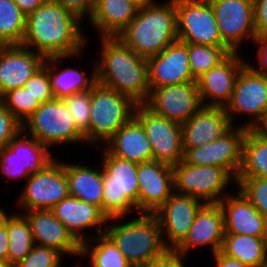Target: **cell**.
<instances>
[{
	"instance_id": "6da1fadb",
	"label": "cell",
	"mask_w": 267,
	"mask_h": 267,
	"mask_svg": "<svg viewBox=\"0 0 267 267\" xmlns=\"http://www.w3.org/2000/svg\"><path fill=\"white\" fill-rule=\"evenodd\" d=\"M81 22L56 1L46 0L26 16L21 45L45 58L83 52L89 38L82 33Z\"/></svg>"
},
{
	"instance_id": "7a4b0ae2",
	"label": "cell",
	"mask_w": 267,
	"mask_h": 267,
	"mask_svg": "<svg viewBox=\"0 0 267 267\" xmlns=\"http://www.w3.org/2000/svg\"><path fill=\"white\" fill-rule=\"evenodd\" d=\"M100 40V59L95 61L97 82L144 104L150 94L147 58L128 48L118 37Z\"/></svg>"
},
{
	"instance_id": "3957f363",
	"label": "cell",
	"mask_w": 267,
	"mask_h": 267,
	"mask_svg": "<svg viewBox=\"0 0 267 267\" xmlns=\"http://www.w3.org/2000/svg\"><path fill=\"white\" fill-rule=\"evenodd\" d=\"M153 1L139 7L136 16L118 37L138 55L148 58L159 54L178 40L174 0L162 4Z\"/></svg>"
},
{
	"instance_id": "277c9868",
	"label": "cell",
	"mask_w": 267,
	"mask_h": 267,
	"mask_svg": "<svg viewBox=\"0 0 267 267\" xmlns=\"http://www.w3.org/2000/svg\"><path fill=\"white\" fill-rule=\"evenodd\" d=\"M139 215L126 223H120L123 217L110 218L104 232L133 267H141L167 249L155 214Z\"/></svg>"
},
{
	"instance_id": "5b68a950",
	"label": "cell",
	"mask_w": 267,
	"mask_h": 267,
	"mask_svg": "<svg viewBox=\"0 0 267 267\" xmlns=\"http://www.w3.org/2000/svg\"><path fill=\"white\" fill-rule=\"evenodd\" d=\"M101 150H103L101 158L103 161L100 166L103 177V214L110 219L125 218L129 212H138V163L118 158L110 154L104 146Z\"/></svg>"
},
{
	"instance_id": "8992f818",
	"label": "cell",
	"mask_w": 267,
	"mask_h": 267,
	"mask_svg": "<svg viewBox=\"0 0 267 267\" xmlns=\"http://www.w3.org/2000/svg\"><path fill=\"white\" fill-rule=\"evenodd\" d=\"M136 105L130 97L97 82L91 89L90 144L98 147L108 141L134 116Z\"/></svg>"
},
{
	"instance_id": "52a82bcc",
	"label": "cell",
	"mask_w": 267,
	"mask_h": 267,
	"mask_svg": "<svg viewBox=\"0 0 267 267\" xmlns=\"http://www.w3.org/2000/svg\"><path fill=\"white\" fill-rule=\"evenodd\" d=\"M22 130L49 149L56 144L86 143L84 134L76 127L62 99L54 98L41 103L37 110L24 121Z\"/></svg>"
},
{
	"instance_id": "ba28073f",
	"label": "cell",
	"mask_w": 267,
	"mask_h": 267,
	"mask_svg": "<svg viewBox=\"0 0 267 267\" xmlns=\"http://www.w3.org/2000/svg\"><path fill=\"white\" fill-rule=\"evenodd\" d=\"M172 170L174 191L204 203H219L229 194L223 192L227 191L230 182L236 183L224 168L217 166L189 165L181 160L172 166Z\"/></svg>"
},
{
	"instance_id": "9c48e42d",
	"label": "cell",
	"mask_w": 267,
	"mask_h": 267,
	"mask_svg": "<svg viewBox=\"0 0 267 267\" xmlns=\"http://www.w3.org/2000/svg\"><path fill=\"white\" fill-rule=\"evenodd\" d=\"M224 108L232 125L236 115L238 117L245 114L251 119L241 126L255 129L267 111V77L256 73L246 64L240 70L231 99Z\"/></svg>"
},
{
	"instance_id": "30bf717a",
	"label": "cell",
	"mask_w": 267,
	"mask_h": 267,
	"mask_svg": "<svg viewBox=\"0 0 267 267\" xmlns=\"http://www.w3.org/2000/svg\"><path fill=\"white\" fill-rule=\"evenodd\" d=\"M178 40L184 43L227 46L219 33L208 0H174Z\"/></svg>"
},
{
	"instance_id": "8fae6325",
	"label": "cell",
	"mask_w": 267,
	"mask_h": 267,
	"mask_svg": "<svg viewBox=\"0 0 267 267\" xmlns=\"http://www.w3.org/2000/svg\"><path fill=\"white\" fill-rule=\"evenodd\" d=\"M56 159L54 158L43 169H38L26 179V185L17 199V205L22 206L24 211L50 210L69 196L63 161Z\"/></svg>"
},
{
	"instance_id": "7c38bea8",
	"label": "cell",
	"mask_w": 267,
	"mask_h": 267,
	"mask_svg": "<svg viewBox=\"0 0 267 267\" xmlns=\"http://www.w3.org/2000/svg\"><path fill=\"white\" fill-rule=\"evenodd\" d=\"M236 127V128H235ZM234 125L220 138L196 148H183V161L189 165L224 168L235 180L242 161V146L247 129Z\"/></svg>"
},
{
	"instance_id": "4fadbf2b",
	"label": "cell",
	"mask_w": 267,
	"mask_h": 267,
	"mask_svg": "<svg viewBox=\"0 0 267 267\" xmlns=\"http://www.w3.org/2000/svg\"><path fill=\"white\" fill-rule=\"evenodd\" d=\"M134 117L142 124L150 141L153 160L178 164L183 160L181 124L156 115L144 104H137Z\"/></svg>"
},
{
	"instance_id": "5bb4252c",
	"label": "cell",
	"mask_w": 267,
	"mask_h": 267,
	"mask_svg": "<svg viewBox=\"0 0 267 267\" xmlns=\"http://www.w3.org/2000/svg\"><path fill=\"white\" fill-rule=\"evenodd\" d=\"M144 105L156 115L180 124L203 106L196 81L150 89Z\"/></svg>"
},
{
	"instance_id": "9a60e30c",
	"label": "cell",
	"mask_w": 267,
	"mask_h": 267,
	"mask_svg": "<svg viewBox=\"0 0 267 267\" xmlns=\"http://www.w3.org/2000/svg\"><path fill=\"white\" fill-rule=\"evenodd\" d=\"M211 4L222 41L239 52L245 38L255 40L253 0H208ZM238 49V50H237Z\"/></svg>"
},
{
	"instance_id": "2e32d148",
	"label": "cell",
	"mask_w": 267,
	"mask_h": 267,
	"mask_svg": "<svg viewBox=\"0 0 267 267\" xmlns=\"http://www.w3.org/2000/svg\"><path fill=\"white\" fill-rule=\"evenodd\" d=\"M204 204L197 198L174 191L154 213L159 221L162 240L167 249H175L184 240L198 210Z\"/></svg>"
},
{
	"instance_id": "e0dca14e",
	"label": "cell",
	"mask_w": 267,
	"mask_h": 267,
	"mask_svg": "<svg viewBox=\"0 0 267 267\" xmlns=\"http://www.w3.org/2000/svg\"><path fill=\"white\" fill-rule=\"evenodd\" d=\"M239 53H229L220 63L196 79L203 106L225 107L230 101L236 78L248 63Z\"/></svg>"
},
{
	"instance_id": "ac0fdd59",
	"label": "cell",
	"mask_w": 267,
	"mask_h": 267,
	"mask_svg": "<svg viewBox=\"0 0 267 267\" xmlns=\"http://www.w3.org/2000/svg\"><path fill=\"white\" fill-rule=\"evenodd\" d=\"M138 214L155 213L174 192L172 166L156 160L137 164Z\"/></svg>"
},
{
	"instance_id": "d6986e66",
	"label": "cell",
	"mask_w": 267,
	"mask_h": 267,
	"mask_svg": "<svg viewBox=\"0 0 267 267\" xmlns=\"http://www.w3.org/2000/svg\"><path fill=\"white\" fill-rule=\"evenodd\" d=\"M150 89L196 81L192 76L187 43L176 40L147 58Z\"/></svg>"
},
{
	"instance_id": "ffe728a7",
	"label": "cell",
	"mask_w": 267,
	"mask_h": 267,
	"mask_svg": "<svg viewBox=\"0 0 267 267\" xmlns=\"http://www.w3.org/2000/svg\"><path fill=\"white\" fill-rule=\"evenodd\" d=\"M224 234L221 206L219 203H205L198 210L188 234L175 250L187 257L194 248L208 246L215 254L221 249Z\"/></svg>"
},
{
	"instance_id": "44dd1931",
	"label": "cell",
	"mask_w": 267,
	"mask_h": 267,
	"mask_svg": "<svg viewBox=\"0 0 267 267\" xmlns=\"http://www.w3.org/2000/svg\"><path fill=\"white\" fill-rule=\"evenodd\" d=\"M50 210L66 226L67 231L80 245L94 236H87L84 233L85 229L95 228L99 232L98 235L105 232L108 218L94 204L69 195Z\"/></svg>"
},
{
	"instance_id": "7402d4cb",
	"label": "cell",
	"mask_w": 267,
	"mask_h": 267,
	"mask_svg": "<svg viewBox=\"0 0 267 267\" xmlns=\"http://www.w3.org/2000/svg\"><path fill=\"white\" fill-rule=\"evenodd\" d=\"M23 215L30 224L35 245L54 248L65 256H80L81 245L51 210H28Z\"/></svg>"
},
{
	"instance_id": "603a6c76",
	"label": "cell",
	"mask_w": 267,
	"mask_h": 267,
	"mask_svg": "<svg viewBox=\"0 0 267 267\" xmlns=\"http://www.w3.org/2000/svg\"><path fill=\"white\" fill-rule=\"evenodd\" d=\"M232 126L224 107L202 106L181 124L182 147L204 146L220 138Z\"/></svg>"
},
{
	"instance_id": "cb8c5ba5",
	"label": "cell",
	"mask_w": 267,
	"mask_h": 267,
	"mask_svg": "<svg viewBox=\"0 0 267 267\" xmlns=\"http://www.w3.org/2000/svg\"><path fill=\"white\" fill-rule=\"evenodd\" d=\"M45 57L22 45H9L0 55V98L22 88L43 67Z\"/></svg>"
},
{
	"instance_id": "d4e9b609",
	"label": "cell",
	"mask_w": 267,
	"mask_h": 267,
	"mask_svg": "<svg viewBox=\"0 0 267 267\" xmlns=\"http://www.w3.org/2000/svg\"><path fill=\"white\" fill-rule=\"evenodd\" d=\"M219 205L224 214L225 234L267 237V221L239 190L226 195Z\"/></svg>"
},
{
	"instance_id": "484cf974",
	"label": "cell",
	"mask_w": 267,
	"mask_h": 267,
	"mask_svg": "<svg viewBox=\"0 0 267 267\" xmlns=\"http://www.w3.org/2000/svg\"><path fill=\"white\" fill-rule=\"evenodd\" d=\"M103 146L110 154L124 160L135 163L153 160L150 141L142 124L134 116Z\"/></svg>"
},
{
	"instance_id": "4316f807",
	"label": "cell",
	"mask_w": 267,
	"mask_h": 267,
	"mask_svg": "<svg viewBox=\"0 0 267 267\" xmlns=\"http://www.w3.org/2000/svg\"><path fill=\"white\" fill-rule=\"evenodd\" d=\"M79 55H82V52L70 56H51L45 58L43 67L48 71L54 98L63 99L77 92L91 90L97 83L96 63H94L90 77L85 75L84 70L80 71L71 67L58 71L57 65H59V61L68 59V57H78Z\"/></svg>"
},
{
	"instance_id": "83f0119b",
	"label": "cell",
	"mask_w": 267,
	"mask_h": 267,
	"mask_svg": "<svg viewBox=\"0 0 267 267\" xmlns=\"http://www.w3.org/2000/svg\"><path fill=\"white\" fill-rule=\"evenodd\" d=\"M138 9L131 0H96L89 23L100 37H116L130 24Z\"/></svg>"
},
{
	"instance_id": "f1b7e54d",
	"label": "cell",
	"mask_w": 267,
	"mask_h": 267,
	"mask_svg": "<svg viewBox=\"0 0 267 267\" xmlns=\"http://www.w3.org/2000/svg\"><path fill=\"white\" fill-rule=\"evenodd\" d=\"M68 181L69 195L91 203L102 211L103 177L101 169H91L88 165L63 162Z\"/></svg>"
},
{
	"instance_id": "f546056e",
	"label": "cell",
	"mask_w": 267,
	"mask_h": 267,
	"mask_svg": "<svg viewBox=\"0 0 267 267\" xmlns=\"http://www.w3.org/2000/svg\"><path fill=\"white\" fill-rule=\"evenodd\" d=\"M220 252L243 265L255 267L267 262V237L224 234Z\"/></svg>"
},
{
	"instance_id": "4dcf8cb0",
	"label": "cell",
	"mask_w": 267,
	"mask_h": 267,
	"mask_svg": "<svg viewBox=\"0 0 267 267\" xmlns=\"http://www.w3.org/2000/svg\"><path fill=\"white\" fill-rule=\"evenodd\" d=\"M267 178V137L247 129L242 146V161L236 178Z\"/></svg>"
},
{
	"instance_id": "1f68e13d",
	"label": "cell",
	"mask_w": 267,
	"mask_h": 267,
	"mask_svg": "<svg viewBox=\"0 0 267 267\" xmlns=\"http://www.w3.org/2000/svg\"><path fill=\"white\" fill-rule=\"evenodd\" d=\"M11 213L6 212V231L9 238L8 264L13 267L30 253L35 244L26 217L22 213Z\"/></svg>"
},
{
	"instance_id": "d6a6232c",
	"label": "cell",
	"mask_w": 267,
	"mask_h": 267,
	"mask_svg": "<svg viewBox=\"0 0 267 267\" xmlns=\"http://www.w3.org/2000/svg\"><path fill=\"white\" fill-rule=\"evenodd\" d=\"M94 235L80 247V256L89 257L91 267H133L105 233Z\"/></svg>"
},
{
	"instance_id": "836d02e7",
	"label": "cell",
	"mask_w": 267,
	"mask_h": 267,
	"mask_svg": "<svg viewBox=\"0 0 267 267\" xmlns=\"http://www.w3.org/2000/svg\"><path fill=\"white\" fill-rule=\"evenodd\" d=\"M7 146L17 154L21 161H24L25 168L31 174L38 169H43L54 159L52 152L46 145L26 134L23 130H20Z\"/></svg>"
},
{
	"instance_id": "e575fe53",
	"label": "cell",
	"mask_w": 267,
	"mask_h": 267,
	"mask_svg": "<svg viewBox=\"0 0 267 267\" xmlns=\"http://www.w3.org/2000/svg\"><path fill=\"white\" fill-rule=\"evenodd\" d=\"M26 30V15L14 0H0V37L9 45H21Z\"/></svg>"
},
{
	"instance_id": "d590c367",
	"label": "cell",
	"mask_w": 267,
	"mask_h": 267,
	"mask_svg": "<svg viewBox=\"0 0 267 267\" xmlns=\"http://www.w3.org/2000/svg\"><path fill=\"white\" fill-rule=\"evenodd\" d=\"M188 59L192 76L197 79L220 63L229 53L228 46H209L187 43Z\"/></svg>"
},
{
	"instance_id": "8d00e7d4",
	"label": "cell",
	"mask_w": 267,
	"mask_h": 267,
	"mask_svg": "<svg viewBox=\"0 0 267 267\" xmlns=\"http://www.w3.org/2000/svg\"><path fill=\"white\" fill-rule=\"evenodd\" d=\"M0 101L21 124L41 105L24 87L9 90Z\"/></svg>"
},
{
	"instance_id": "74e56055",
	"label": "cell",
	"mask_w": 267,
	"mask_h": 267,
	"mask_svg": "<svg viewBox=\"0 0 267 267\" xmlns=\"http://www.w3.org/2000/svg\"><path fill=\"white\" fill-rule=\"evenodd\" d=\"M62 100L68 108L76 127L84 134L86 144L89 145L91 90L74 93Z\"/></svg>"
},
{
	"instance_id": "f35d334b",
	"label": "cell",
	"mask_w": 267,
	"mask_h": 267,
	"mask_svg": "<svg viewBox=\"0 0 267 267\" xmlns=\"http://www.w3.org/2000/svg\"><path fill=\"white\" fill-rule=\"evenodd\" d=\"M235 184L267 221V178H236Z\"/></svg>"
},
{
	"instance_id": "ab89813d",
	"label": "cell",
	"mask_w": 267,
	"mask_h": 267,
	"mask_svg": "<svg viewBox=\"0 0 267 267\" xmlns=\"http://www.w3.org/2000/svg\"><path fill=\"white\" fill-rule=\"evenodd\" d=\"M62 256L54 248L34 245L30 253L13 267H61Z\"/></svg>"
},
{
	"instance_id": "60d3db41",
	"label": "cell",
	"mask_w": 267,
	"mask_h": 267,
	"mask_svg": "<svg viewBox=\"0 0 267 267\" xmlns=\"http://www.w3.org/2000/svg\"><path fill=\"white\" fill-rule=\"evenodd\" d=\"M0 173L11 180H26L31 173L25 168L24 161L15 154L8 146L0 149Z\"/></svg>"
},
{
	"instance_id": "b9f144b4",
	"label": "cell",
	"mask_w": 267,
	"mask_h": 267,
	"mask_svg": "<svg viewBox=\"0 0 267 267\" xmlns=\"http://www.w3.org/2000/svg\"><path fill=\"white\" fill-rule=\"evenodd\" d=\"M24 88L40 103H44L54 99L51 90L48 71L40 68L25 84Z\"/></svg>"
},
{
	"instance_id": "7bdbcfd3",
	"label": "cell",
	"mask_w": 267,
	"mask_h": 267,
	"mask_svg": "<svg viewBox=\"0 0 267 267\" xmlns=\"http://www.w3.org/2000/svg\"><path fill=\"white\" fill-rule=\"evenodd\" d=\"M20 130L22 124L0 101V149L6 147Z\"/></svg>"
},
{
	"instance_id": "ee69618b",
	"label": "cell",
	"mask_w": 267,
	"mask_h": 267,
	"mask_svg": "<svg viewBox=\"0 0 267 267\" xmlns=\"http://www.w3.org/2000/svg\"><path fill=\"white\" fill-rule=\"evenodd\" d=\"M60 4L65 10L74 14L82 21L86 16V20H90L94 11L96 0H54Z\"/></svg>"
},
{
	"instance_id": "f6af8a7d",
	"label": "cell",
	"mask_w": 267,
	"mask_h": 267,
	"mask_svg": "<svg viewBox=\"0 0 267 267\" xmlns=\"http://www.w3.org/2000/svg\"><path fill=\"white\" fill-rule=\"evenodd\" d=\"M184 257L175 249H166L141 267H185Z\"/></svg>"
},
{
	"instance_id": "bcb514c9",
	"label": "cell",
	"mask_w": 267,
	"mask_h": 267,
	"mask_svg": "<svg viewBox=\"0 0 267 267\" xmlns=\"http://www.w3.org/2000/svg\"><path fill=\"white\" fill-rule=\"evenodd\" d=\"M258 47L256 51L258 66H252L247 63L256 73L267 77V34H259L255 36L254 43Z\"/></svg>"
},
{
	"instance_id": "7dc6e473",
	"label": "cell",
	"mask_w": 267,
	"mask_h": 267,
	"mask_svg": "<svg viewBox=\"0 0 267 267\" xmlns=\"http://www.w3.org/2000/svg\"><path fill=\"white\" fill-rule=\"evenodd\" d=\"M253 16L256 35L267 34V0H253Z\"/></svg>"
},
{
	"instance_id": "c3c4849f",
	"label": "cell",
	"mask_w": 267,
	"mask_h": 267,
	"mask_svg": "<svg viewBox=\"0 0 267 267\" xmlns=\"http://www.w3.org/2000/svg\"><path fill=\"white\" fill-rule=\"evenodd\" d=\"M9 238L6 231V211H0V261L8 264Z\"/></svg>"
},
{
	"instance_id": "681fc988",
	"label": "cell",
	"mask_w": 267,
	"mask_h": 267,
	"mask_svg": "<svg viewBox=\"0 0 267 267\" xmlns=\"http://www.w3.org/2000/svg\"><path fill=\"white\" fill-rule=\"evenodd\" d=\"M212 255H213L214 264L216 267H248L246 265H243L236 259L227 257L226 255L222 254L220 251Z\"/></svg>"
},
{
	"instance_id": "f907efd6",
	"label": "cell",
	"mask_w": 267,
	"mask_h": 267,
	"mask_svg": "<svg viewBox=\"0 0 267 267\" xmlns=\"http://www.w3.org/2000/svg\"><path fill=\"white\" fill-rule=\"evenodd\" d=\"M46 0H14L19 9L27 16Z\"/></svg>"
},
{
	"instance_id": "816d5d0a",
	"label": "cell",
	"mask_w": 267,
	"mask_h": 267,
	"mask_svg": "<svg viewBox=\"0 0 267 267\" xmlns=\"http://www.w3.org/2000/svg\"><path fill=\"white\" fill-rule=\"evenodd\" d=\"M256 131H258L261 135L267 137V111L263 120L256 126Z\"/></svg>"
},
{
	"instance_id": "f5cc1de1",
	"label": "cell",
	"mask_w": 267,
	"mask_h": 267,
	"mask_svg": "<svg viewBox=\"0 0 267 267\" xmlns=\"http://www.w3.org/2000/svg\"><path fill=\"white\" fill-rule=\"evenodd\" d=\"M136 3L139 7L152 3L154 0H131Z\"/></svg>"
},
{
	"instance_id": "db71d44e",
	"label": "cell",
	"mask_w": 267,
	"mask_h": 267,
	"mask_svg": "<svg viewBox=\"0 0 267 267\" xmlns=\"http://www.w3.org/2000/svg\"><path fill=\"white\" fill-rule=\"evenodd\" d=\"M9 46L1 37H0V55L2 52Z\"/></svg>"
},
{
	"instance_id": "11a10c76",
	"label": "cell",
	"mask_w": 267,
	"mask_h": 267,
	"mask_svg": "<svg viewBox=\"0 0 267 267\" xmlns=\"http://www.w3.org/2000/svg\"><path fill=\"white\" fill-rule=\"evenodd\" d=\"M0 267H11L9 264L0 261Z\"/></svg>"
},
{
	"instance_id": "9f6ffc18",
	"label": "cell",
	"mask_w": 267,
	"mask_h": 267,
	"mask_svg": "<svg viewBox=\"0 0 267 267\" xmlns=\"http://www.w3.org/2000/svg\"><path fill=\"white\" fill-rule=\"evenodd\" d=\"M255 267H267V262H265L263 264H259V265L255 266Z\"/></svg>"
}]
</instances>
